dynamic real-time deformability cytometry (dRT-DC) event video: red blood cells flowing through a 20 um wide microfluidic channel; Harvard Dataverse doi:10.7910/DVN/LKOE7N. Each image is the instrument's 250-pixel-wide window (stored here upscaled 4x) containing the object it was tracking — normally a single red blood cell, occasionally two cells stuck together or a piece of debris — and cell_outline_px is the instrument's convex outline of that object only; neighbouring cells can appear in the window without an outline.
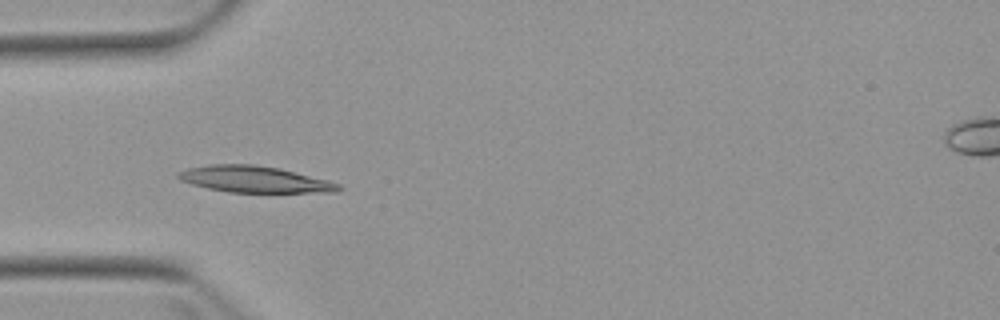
{"species": "Egyptian fruit bat (a non-hibernating species)", "species_latin": "Rousettus aegyptiacus", "temperature_condition": "warm", "stored_images_in_passage": 5, "camera_frame_rate_fps": 3000, "um_per_image_px": 0.085, "animal": {"sex": "female"}, "frame": {"image": 1, "passage_image": 5, "time_ms": 5.0, "image_size_px": [1000, 320], "cell_outline_px": [[344, 188], [336, 192], [228, 192], [208, 188], [192, 184], [180, 180], [176, 176], [176, 172], [188, 168], [208, 164], [252, 164], [280, 168], [328, 180], [340, 184]], "centroid_in_image_um": [21.63, 15.23], "position_along_channel_um": 63.4, "area_um2": 24.74}}